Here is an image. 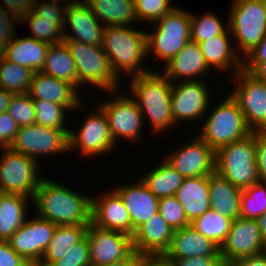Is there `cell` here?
Masks as SVG:
<instances>
[{
	"instance_id": "db71d44e",
	"label": "cell",
	"mask_w": 266,
	"mask_h": 266,
	"mask_svg": "<svg viewBox=\"0 0 266 266\" xmlns=\"http://www.w3.org/2000/svg\"><path fill=\"white\" fill-rule=\"evenodd\" d=\"M228 266H266V252L257 256L236 260Z\"/></svg>"
},
{
	"instance_id": "3957f363",
	"label": "cell",
	"mask_w": 266,
	"mask_h": 266,
	"mask_svg": "<svg viewBox=\"0 0 266 266\" xmlns=\"http://www.w3.org/2000/svg\"><path fill=\"white\" fill-rule=\"evenodd\" d=\"M162 74L151 70L150 73L131 77L130 83L133 99L143 116L147 114L156 132L166 131L175 124L171 109L172 82Z\"/></svg>"
},
{
	"instance_id": "f907efd6",
	"label": "cell",
	"mask_w": 266,
	"mask_h": 266,
	"mask_svg": "<svg viewBox=\"0 0 266 266\" xmlns=\"http://www.w3.org/2000/svg\"><path fill=\"white\" fill-rule=\"evenodd\" d=\"M3 2L5 6L1 5L2 8L20 21L33 10L35 5V0H3Z\"/></svg>"
},
{
	"instance_id": "ab89813d",
	"label": "cell",
	"mask_w": 266,
	"mask_h": 266,
	"mask_svg": "<svg viewBox=\"0 0 266 266\" xmlns=\"http://www.w3.org/2000/svg\"><path fill=\"white\" fill-rule=\"evenodd\" d=\"M36 113V124L58 130H69L64 127L65 106L41 99H32Z\"/></svg>"
},
{
	"instance_id": "f5cc1de1",
	"label": "cell",
	"mask_w": 266,
	"mask_h": 266,
	"mask_svg": "<svg viewBox=\"0 0 266 266\" xmlns=\"http://www.w3.org/2000/svg\"><path fill=\"white\" fill-rule=\"evenodd\" d=\"M245 57L249 59L248 62H263L266 61V35L264 38L251 49Z\"/></svg>"
},
{
	"instance_id": "ba28073f",
	"label": "cell",
	"mask_w": 266,
	"mask_h": 266,
	"mask_svg": "<svg viewBox=\"0 0 266 266\" xmlns=\"http://www.w3.org/2000/svg\"><path fill=\"white\" fill-rule=\"evenodd\" d=\"M155 23V33H147L148 53L168 63L191 40L190 13L175 7Z\"/></svg>"
},
{
	"instance_id": "7402d4cb",
	"label": "cell",
	"mask_w": 266,
	"mask_h": 266,
	"mask_svg": "<svg viewBox=\"0 0 266 266\" xmlns=\"http://www.w3.org/2000/svg\"><path fill=\"white\" fill-rule=\"evenodd\" d=\"M32 99H41L75 110L81 106L78 89L71 83L45 73L35 72L28 92Z\"/></svg>"
},
{
	"instance_id": "484cf974",
	"label": "cell",
	"mask_w": 266,
	"mask_h": 266,
	"mask_svg": "<svg viewBox=\"0 0 266 266\" xmlns=\"http://www.w3.org/2000/svg\"><path fill=\"white\" fill-rule=\"evenodd\" d=\"M220 256V247L196 231L191 225L173 232L171 246L164 259Z\"/></svg>"
},
{
	"instance_id": "7dc6e473",
	"label": "cell",
	"mask_w": 266,
	"mask_h": 266,
	"mask_svg": "<svg viewBox=\"0 0 266 266\" xmlns=\"http://www.w3.org/2000/svg\"><path fill=\"white\" fill-rule=\"evenodd\" d=\"M169 266H225L221 256L165 259Z\"/></svg>"
},
{
	"instance_id": "c3c4849f",
	"label": "cell",
	"mask_w": 266,
	"mask_h": 266,
	"mask_svg": "<svg viewBox=\"0 0 266 266\" xmlns=\"http://www.w3.org/2000/svg\"><path fill=\"white\" fill-rule=\"evenodd\" d=\"M254 137L259 178L266 183V131H254Z\"/></svg>"
},
{
	"instance_id": "11a10c76",
	"label": "cell",
	"mask_w": 266,
	"mask_h": 266,
	"mask_svg": "<svg viewBox=\"0 0 266 266\" xmlns=\"http://www.w3.org/2000/svg\"><path fill=\"white\" fill-rule=\"evenodd\" d=\"M134 266H169L163 257L141 256Z\"/></svg>"
},
{
	"instance_id": "681fc988",
	"label": "cell",
	"mask_w": 266,
	"mask_h": 266,
	"mask_svg": "<svg viewBox=\"0 0 266 266\" xmlns=\"http://www.w3.org/2000/svg\"><path fill=\"white\" fill-rule=\"evenodd\" d=\"M0 266H33L23 256L17 254L8 241L0 240Z\"/></svg>"
},
{
	"instance_id": "f546056e",
	"label": "cell",
	"mask_w": 266,
	"mask_h": 266,
	"mask_svg": "<svg viewBox=\"0 0 266 266\" xmlns=\"http://www.w3.org/2000/svg\"><path fill=\"white\" fill-rule=\"evenodd\" d=\"M227 32L230 33L229 29L222 35L215 36V38L207 39L198 44L209 68L214 66L216 70L220 69L223 71H227L228 68L229 70L233 68V71L237 73L242 70L243 61L237 55L238 53H235V48L229 43V34Z\"/></svg>"
},
{
	"instance_id": "4316f807",
	"label": "cell",
	"mask_w": 266,
	"mask_h": 266,
	"mask_svg": "<svg viewBox=\"0 0 266 266\" xmlns=\"http://www.w3.org/2000/svg\"><path fill=\"white\" fill-rule=\"evenodd\" d=\"M174 197L182 205L188 222L192 223L211 209L209 176L185 178Z\"/></svg>"
},
{
	"instance_id": "ee69618b",
	"label": "cell",
	"mask_w": 266,
	"mask_h": 266,
	"mask_svg": "<svg viewBox=\"0 0 266 266\" xmlns=\"http://www.w3.org/2000/svg\"><path fill=\"white\" fill-rule=\"evenodd\" d=\"M50 266H91L87 235Z\"/></svg>"
},
{
	"instance_id": "5b68a950",
	"label": "cell",
	"mask_w": 266,
	"mask_h": 266,
	"mask_svg": "<svg viewBox=\"0 0 266 266\" xmlns=\"http://www.w3.org/2000/svg\"><path fill=\"white\" fill-rule=\"evenodd\" d=\"M202 124L199 137L214 151L252 134L237 101L227 96Z\"/></svg>"
},
{
	"instance_id": "91938a15",
	"label": "cell",
	"mask_w": 266,
	"mask_h": 266,
	"mask_svg": "<svg viewBox=\"0 0 266 266\" xmlns=\"http://www.w3.org/2000/svg\"><path fill=\"white\" fill-rule=\"evenodd\" d=\"M52 1H54V2H59V1H61V0H52ZM63 1V0H62ZM67 2H68V0H66ZM69 1H71V0H69Z\"/></svg>"
},
{
	"instance_id": "f1b7e54d",
	"label": "cell",
	"mask_w": 266,
	"mask_h": 266,
	"mask_svg": "<svg viewBox=\"0 0 266 266\" xmlns=\"http://www.w3.org/2000/svg\"><path fill=\"white\" fill-rule=\"evenodd\" d=\"M211 209L233 221L240 217L242 189L214 172L209 175Z\"/></svg>"
},
{
	"instance_id": "680465c9",
	"label": "cell",
	"mask_w": 266,
	"mask_h": 266,
	"mask_svg": "<svg viewBox=\"0 0 266 266\" xmlns=\"http://www.w3.org/2000/svg\"><path fill=\"white\" fill-rule=\"evenodd\" d=\"M256 220H257V223L260 229L261 236L266 242V211L264 212L262 216H260Z\"/></svg>"
},
{
	"instance_id": "4fadbf2b",
	"label": "cell",
	"mask_w": 266,
	"mask_h": 266,
	"mask_svg": "<svg viewBox=\"0 0 266 266\" xmlns=\"http://www.w3.org/2000/svg\"><path fill=\"white\" fill-rule=\"evenodd\" d=\"M86 235L91 266L125 261L134 253L132 237L126 233L103 229L90 223Z\"/></svg>"
},
{
	"instance_id": "f6af8a7d",
	"label": "cell",
	"mask_w": 266,
	"mask_h": 266,
	"mask_svg": "<svg viewBox=\"0 0 266 266\" xmlns=\"http://www.w3.org/2000/svg\"><path fill=\"white\" fill-rule=\"evenodd\" d=\"M11 15V16H9ZM12 19V20H11ZM19 22L12 14L8 13L0 5V53L7 47V45L15 38L14 34V23Z\"/></svg>"
},
{
	"instance_id": "ffe728a7",
	"label": "cell",
	"mask_w": 266,
	"mask_h": 266,
	"mask_svg": "<svg viewBox=\"0 0 266 266\" xmlns=\"http://www.w3.org/2000/svg\"><path fill=\"white\" fill-rule=\"evenodd\" d=\"M173 232L158 212L135 230L133 250L139 256L163 257L171 246Z\"/></svg>"
},
{
	"instance_id": "d4e9b609",
	"label": "cell",
	"mask_w": 266,
	"mask_h": 266,
	"mask_svg": "<svg viewBox=\"0 0 266 266\" xmlns=\"http://www.w3.org/2000/svg\"><path fill=\"white\" fill-rule=\"evenodd\" d=\"M164 65V76L172 83L180 79V81L200 80V76L211 69L205 62L199 44L191 40Z\"/></svg>"
},
{
	"instance_id": "44dd1931",
	"label": "cell",
	"mask_w": 266,
	"mask_h": 266,
	"mask_svg": "<svg viewBox=\"0 0 266 266\" xmlns=\"http://www.w3.org/2000/svg\"><path fill=\"white\" fill-rule=\"evenodd\" d=\"M101 197L91 198V223L132 237L131 218L119 194L112 190Z\"/></svg>"
},
{
	"instance_id": "e0dca14e",
	"label": "cell",
	"mask_w": 266,
	"mask_h": 266,
	"mask_svg": "<svg viewBox=\"0 0 266 266\" xmlns=\"http://www.w3.org/2000/svg\"><path fill=\"white\" fill-rule=\"evenodd\" d=\"M115 98L99 105L106 114L111 135L115 143L118 137L135 141L140 138L143 114L133 97L121 94Z\"/></svg>"
},
{
	"instance_id": "83f0119b",
	"label": "cell",
	"mask_w": 266,
	"mask_h": 266,
	"mask_svg": "<svg viewBox=\"0 0 266 266\" xmlns=\"http://www.w3.org/2000/svg\"><path fill=\"white\" fill-rule=\"evenodd\" d=\"M50 44L33 37H17L0 53L6 60L30 68L34 72L43 69L47 49Z\"/></svg>"
},
{
	"instance_id": "836d02e7",
	"label": "cell",
	"mask_w": 266,
	"mask_h": 266,
	"mask_svg": "<svg viewBox=\"0 0 266 266\" xmlns=\"http://www.w3.org/2000/svg\"><path fill=\"white\" fill-rule=\"evenodd\" d=\"M87 229L88 226L81 225L56 226L53 237L37 266H50L62 258L72 246L86 236Z\"/></svg>"
},
{
	"instance_id": "30bf717a",
	"label": "cell",
	"mask_w": 266,
	"mask_h": 266,
	"mask_svg": "<svg viewBox=\"0 0 266 266\" xmlns=\"http://www.w3.org/2000/svg\"><path fill=\"white\" fill-rule=\"evenodd\" d=\"M69 131L38 124L19 127L15 139L9 148L12 151L25 154L38 161L37 157L42 154L52 155L69 152Z\"/></svg>"
},
{
	"instance_id": "2e32d148",
	"label": "cell",
	"mask_w": 266,
	"mask_h": 266,
	"mask_svg": "<svg viewBox=\"0 0 266 266\" xmlns=\"http://www.w3.org/2000/svg\"><path fill=\"white\" fill-rule=\"evenodd\" d=\"M56 225L37 215L26 222L7 240L11 248L33 266H37L49 245Z\"/></svg>"
},
{
	"instance_id": "8fae6325",
	"label": "cell",
	"mask_w": 266,
	"mask_h": 266,
	"mask_svg": "<svg viewBox=\"0 0 266 266\" xmlns=\"http://www.w3.org/2000/svg\"><path fill=\"white\" fill-rule=\"evenodd\" d=\"M266 252V242L261 236L256 219H235L224 243L220 256L225 266L232 262Z\"/></svg>"
},
{
	"instance_id": "4dcf8cb0",
	"label": "cell",
	"mask_w": 266,
	"mask_h": 266,
	"mask_svg": "<svg viewBox=\"0 0 266 266\" xmlns=\"http://www.w3.org/2000/svg\"><path fill=\"white\" fill-rule=\"evenodd\" d=\"M84 2L105 27L132 26L130 25L132 22L138 21L132 0H84Z\"/></svg>"
},
{
	"instance_id": "603a6c76",
	"label": "cell",
	"mask_w": 266,
	"mask_h": 266,
	"mask_svg": "<svg viewBox=\"0 0 266 266\" xmlns=\"http://www.w3.org/2000/svg\"><path fill=\"white\" fill-rule=\"evenodd\" d=\"M69 24L73 35L63 30V40H76L88 45L102 46L105 26L100 25L98 19L83 1L79 4L68 5L66 8L65 24Z\"/></svg>"
},
{
	"instance_id": "8992f818",
	"label": "cell",
	"mask_w": 266,
	"mask_h": 266,
	"mask_svg": "<svg viewBox=\"0 0 266 266\" xmlns=\"http://www.w3.org/2000/svg\"><path fill=\"white\" fill-rule=\"evenodd\" d=\"M75 62L78 87L91 83L104 91L118 90V76L102 46L88 45L76 40H63ZM87 82V83H86ZM118 86V87H117Z\"/></svg>"
},
{
	"instance_id": "1f68e13d",
	"label": "cell",
	"mask_w": 266,
	"mask_h": 266,
	"mask_svg": "<svg viewBox=\"0 0 266 266\" xmlns=\"http://www.w3.org/2000/svg\"><path fill=\"white\" fill-rule=\"evenodd\" d=\"M28 198L0 193V240L7 241L26 222Z\"/></svg>"
},
{
	"instance_id": "d6986e66",
	"label": "cell",
	"mask_w": 266,
	"mask_h": 266,
	"mask_svg": "<svg viewBox=\"0 0 266 266\" xmlns=\"http://www.w3.org/2000/svg\"><path fill=\"white\" fill-rule=\"evenodd\" d=\"M166 157L165 160L184 178L209 176L215 172V151L199 136Z\"/></svg>"
},
{
	"instance_id": "60d3db41",
	"label": "cell",
	"mask_w": 266,
	"mask_h": 266,
	"mask_svg": "<svg viewBox=\"0 0 266 266\" xmlns=\"http://www.w3.org/2000/svg\"><path fill=\"white\" fill-rule=\"evenodd\" d=\"M7 112L19 127L36 124L34 103L28 93L14 94Z\"/></svg>"
},
{
	"instance_id": "9f6ffc18",
	"label": "cell",
	"mask_w": 266,
	"mask_h": 266,
	"mask_svg": "<svg viewBox=\"0 0 266 266\" xmlns=\"http://www.w3.org/2000/svg\"><path fill=\"white\" fill-rule=\"evenodd\" d=\"M14 93L0 88V113L6 112Z\"/></svg>"
},
{
	"instance_id": "74e56055",
	"label": "cell",
	"mask_w": 266,
	"mask_h": 266,
	"mask_svg": "<svg viewBox=\"0 0 266 266\" xmlns=\"http://www.w3.org/2000/svg\"><path fill=\"white\" fill-rule=\"evenodd\" d=\"M266 211V183L257 182L242 189L240 199V217L257 219Z\"/></svg>"
},
{
	"instance_id": "9c48e42d",
	"label": "cell",
	"mask_w": 266,
	"mask_h": 266,
	"mask_svg": "<svg viewBox=\"0 0 266 266\" xmlns=\"http://www.w3.org/2000/svg\"><path fill=\"white\" fill-rule=\"evenodd\" d=\"M2 150L0 193L23 195L33 200L38 184L44 178L38 176V161L10 148Z\"/></svg>"
},
{
	"instance_id": "cb8c5ba5",
	"label": "cell",
	"mask_w": 266,
	"mask_h": 266,
	"mask_svg": "<svg viewBox=\"0 0 266 266\" xmlns=\"http://www.w3.org/2000/svg\"><path fill=\"white\" fill-rule=\"evenodd\" d=\"M124 202L131 222L132 236L135 230L159 212V198L140 181L132 185H121L114 189Z\"/></svg>"
},
{
	"instance_id": "d6a6232c",
	"label": "cell",
	"mask_w": 266,
	"mask_h": 266,
	"mask_svg": "<svg viewBox=\"0 0 266 266\" xmlns=\"http://www.w3.org/2000/svg\"><path fill=\"white\" fill-rule=\"evenodd\" d=\"M41 72L67 81L78 88V73L75 62L64 42L49 45Z\"/></svg>"
},
{
	"instance_id": "f35d334b",
	"label": "cell",
	"mask_w": 266,
	"mask_h": 266,
	"mask_svg": "<svg viewBox=\"0 0 266 266\" xmlns=\"http://www.w3.org/2000/svg\"><path fill=\"white\" fill-rule=\"evenodd\" d=\"M190 13L191 20V41L199 43L215 36L222 35L226 28L217 15L207 12L200 16H193Z\"/></svg>"
},
{
	"instance_id": "8d00e7d4",
	"label": "cell",
	"mask_w": 266,
	"mask_h": 266,
	"mask_svg": "<svg viewBox=\"0 0 266 266\" xmlns=\"http://www.w3.org/2000/svg\"><path fill=\"white\" fill-rule=\"evenodd\" d=\"M233 220L212 209L195 219L190 225L219 247L224 243Z\"/></svg>"
},
{
	"instance_id": "e575fe53",
	"label": "cell",
	"mask_w": 266,
	"mask_h": 266,
	"mask_svg": "<svg viewBox=\"0 0 266 266\" xmlns=\"http://www.w3.org/2000/svg\"><path fill=\"white\" fill-rule=\"evenodd\" d=\"M150 192L157 198L174 196L184 181L181 176L166 160L159 163L145 176L140 178Z\"/></svg>"
},
{
	"instance_id": "277c9868",
	"label": "cell",
	"mask_w": 266,
	"mask_h": 266,
	"mask_svg": "<svg viewBox=\"0 0 266 266\" xmlns=\"http://www.w3.org/2000/svg\"><path fill=\"white\" fill-rule=\"evenodd\" d=\"M215 172L241 189L260 182L254 131L215 151Z\"/></svg>"
},
{
	"instance_id": "6f0895ef",
	"label": "cell",
	"mask_w": 266,
	"mask_h": 266,
	"mask_svg": "<svg viewBox=\"0 0 266 266\" xmlns=\"http://www.w3.org/2000/svg\"><path fill=\"white\" fill-rule=\"evenodd\" d=\"M141 256H139L138 254H136L135 252L125 261H120L117 263H113L110 265H105V266H134L136 261L140 258Z\"/></svg>"
},
{
	"instance_id": "816d5d0a",
	"label": "cell",
	"mask_w": 266,
	"mask_h": 266,
	"mask_svg": "<svg viewBox=\"0 0 266 266\" xmlns=\"http://www.w3.org/2000/svg\"><path fill=\"white\" fill-rule=\"evenodd\" d=\"M242 69L252 74L256 79L266 82V61L246 62L242 59Z\"/></svg>"
},
{
	"instance_id": "d590c367",
	"label": "cell",
	"mask_w": 266,
	"mask_h": 266,
	"mask_svg": "<svg viewBox=\"0 0 266 266\" xmlns=\"http://www.w3.org/2000/svg\"><path fill=\"white\" fill-rule=\"evenodd\" d=\"M34 71L6 60L0 54V86L14 94L29 92Z\"/></svg>"
},
{
	"instance_id": "7c38bea8",
	"label": "cell",
	"mask_w": 266,
	"mask_h": 266,
	"mask_svg": "<svg viewBox=\"0 0 266 266\" xmlns=\"http://www.w3.org/2000/svg\"><path fill=\"white\" fill-rule=\"evenodd\" d=\"M234 74L238 82L231 96L237 101L248 127L252 132L266 131V82L243 69Z\"/></svg>"
},
{
	"instance_id": "ac0fdd59",
	"label": "cell",
	"mask_w": 266,
	"mask_h": 266,
	"mask_svg": "<svg viewBox=\"0 0 266 266\" xmlns=\"http://www.w3.org/2000/svg\"><path fill=\"white\" fill-rule=\"evenodd\" d=\"M174 83H172L171 109L175 125L178 121L202 117L210 105V94L206 83L201 80Z\"/></svg>"
},
{
	"instance_id": "b9f144b4",
	"label": "cell",
	"mask_w": 266,
	"mask_h": 266,
	"mask_svg": "<svg viewBox=\"0 0 266 266\" xmlns=\"http://www.w3.org/2000/svg\"><path fill=\"white\" fill-rule=\"evenodd\" d=\"M138 22L149 21L155 23L162 19L175 7H171L170 0H132Z\"/></svg>"
},
{
	"instance_id": "5bb4252c",
	"label": "cell",
	"mask_w": 266,
	"mask_h": 266,
	"mask_svg": "<svg viewBox=\"0 0 266 266\" xmlns=\"http://www.w3.org/2000/svg\"><path fill=\"white\" fill-rule=\"evenodd\" d=\"M48 1L39 4L38 0H35L33 10L20 23H27L28 21L30 29H32V35L30 37L38 41H43L48 44L61 43L64 39L63 30L66 26L65 16L67 6L79 4L83 0H75L64 5L52 0Z\"/></svg>"
},
{
	"instance_id": "6da1fadb",
	"label": "cell",
	"mask_w": 266,
	"mask_h": 266,
	"mask_svg": "<svg viewBox=\"0 0 266 266\" xmlns=\"http://www.w3.org/2000/svg\"><path fill=\"white\" fill-rule=\"evenodd\" d=\"M91 198L74 192L61 183L43 178L33 198L37 215L56 226L91 223Z\"/></svg>"
},
{
	"instance_id": "52a82bcc",
	"label": "cell",
	"mask_w": 266,
	"mask_h": 266,
	"mask_svg": "<svg viewBox=\"0 0 266 266\" xmlns=\"http://www.w3.org/2000/svg\"><path fill=\"white\" fill-rule=\"evenodd\" d=\"M227 29L245 56L266 35V6L263 0H234Z\"/></svg>"
},
{
	"instance_id": "7a4b0ae2",
	"label": "cell",
	"mask_w": 266,
	"mask_h": 266,
	"mask_svg": "<svg viewBox=\"0 0 266 266\" xmlns=\"http://www.w3.org/2000/svg\"><path fill=\"white\" fill-rule=\"evenodd\" d=\"M132 28L112 26L105 27L104 30L102 48L118 77L123 70L125 74H134V76L151 72L140 64L148 54L147 32Z\"/></svg>"
},
{
	"instance_id": "7bdbcfd3",
	"label": "cell",
	"mask_w": 266,
	"mask_h": 266,
	"mask_svg": "<svg viewBox=\"0 0 266 266\" xmlns=\"http://www.w3.org/2000/svg\"><path fill=\"white\" fill-rule=\"evenodd\" d=\"M159 214L173 231L190 225L182 205L174 196L159 199Z\"/></svg>"
},
{
	"instance_id": "9a60e30c",
	"label": "cell",
	"mask_w": 266,
	"mask_h": 266,
	"mask_svg": "<svg viewBox=\"0 0 266 266\" xmlns=\"http://www.w3.org/2000/svg\"><path fill=\"white\" fill-rule=\"evenodd\" d=\"M79 132L69 131V151L80 149L86 156L99 155L113 150L115 141L111 135L110 127L104 111L98 107L96 113L85 118Z\"/></svg>"
},
{
	"instance_id": "bcb514c9",
	"label": "cell",
	"mask_w": 266,
	"mask_h": 266,
	"mask_svg": "<svg viewBox=\"0 0 266 266\" xmlns=\"http://www.w3.org/2000/svg\"><path fill=\"white\" fill-rule=\"evenodd\" d=\"M19 125L15 120L6 112L0 113V147L9 148L13 143Z\"/></svg>"
}]
</instances>
